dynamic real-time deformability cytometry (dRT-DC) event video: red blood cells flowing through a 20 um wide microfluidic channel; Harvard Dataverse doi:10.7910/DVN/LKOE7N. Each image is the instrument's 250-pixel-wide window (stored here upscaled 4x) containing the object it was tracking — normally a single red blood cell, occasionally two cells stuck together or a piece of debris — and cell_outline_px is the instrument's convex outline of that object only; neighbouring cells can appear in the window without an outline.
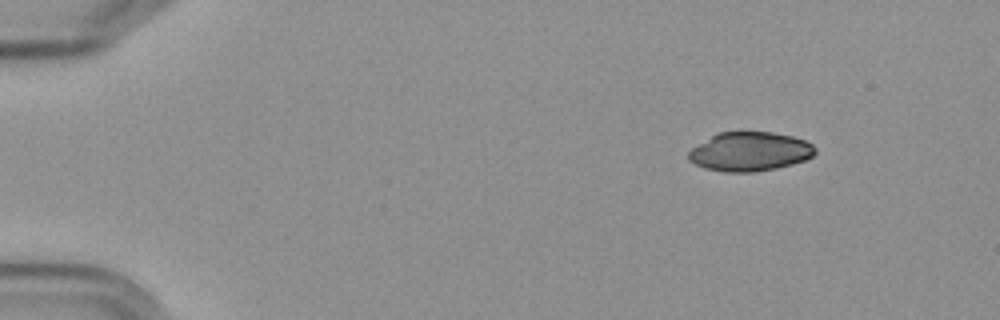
{"species": "Egyptian fruit bat (a non-hibernating species)", "species_latin": "Rousettus aegyptiacus", "temperature_condition": "cold", "stored_images_in_passage": 6, "camera_frame_rate_fps": 3000, "um_per_image_px": 0.085, "frame": {"image": 1, "passage_image": 6, "time_ms": 7.0, "image_size_px": [1000, 320], "cell_outline_px": [[816, 152], [812, 156], [804, 160], [792, 164], [776, 168], [756, 172], [724, 172], [704, 168], [688, 160], [688, 152], [692, 148], [712, 136], [720, 132], [740, 128], [772, 132], [792, 136], [804, 140], [812, 144], [816, 148]], "centroid_in_image_um": [63.73, 12.85], "position_along_channel_um": 21.3, "area_um2": 29.48}}